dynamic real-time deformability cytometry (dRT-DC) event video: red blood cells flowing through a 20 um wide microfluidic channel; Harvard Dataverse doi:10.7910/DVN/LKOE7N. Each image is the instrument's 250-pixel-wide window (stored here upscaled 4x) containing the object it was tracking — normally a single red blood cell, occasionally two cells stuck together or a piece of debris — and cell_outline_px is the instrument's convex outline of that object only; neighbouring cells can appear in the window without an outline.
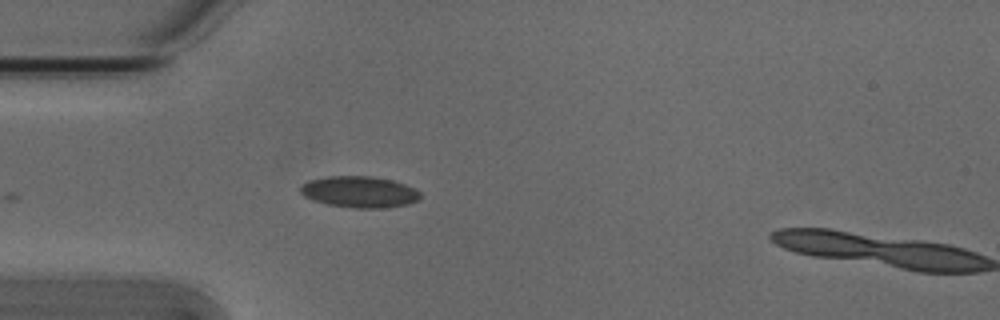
{"species": "Egyptian fruit bat (a non-hibernating species)", "species_latin": "Rousettus aegyptiacus", "temperature_condition": "cold", "stored_images_in_passage": 5, "camera_frame_rate_fps": 3000, "um_per_image_px": 0.085, "animal": {"sex": "male"}, "frame": {"image": 1, "passage_image": 4, "time_ms": 1.0, "image_size_px": [1000, 320], "cell_outline_px": [[420, 200], [408, 204], [384, 208], [352, 208], [328, 204], [312, 200], [304, 196], [300, 192], [300, 188], [308, 180], [328, 176], [372, 176], [392, 180], [404, 184], [420, 192]], "centroid_in_image_um": [30.55, 16.31], "position_along_channel_um": 54.5, "area_um2": 21.91}}